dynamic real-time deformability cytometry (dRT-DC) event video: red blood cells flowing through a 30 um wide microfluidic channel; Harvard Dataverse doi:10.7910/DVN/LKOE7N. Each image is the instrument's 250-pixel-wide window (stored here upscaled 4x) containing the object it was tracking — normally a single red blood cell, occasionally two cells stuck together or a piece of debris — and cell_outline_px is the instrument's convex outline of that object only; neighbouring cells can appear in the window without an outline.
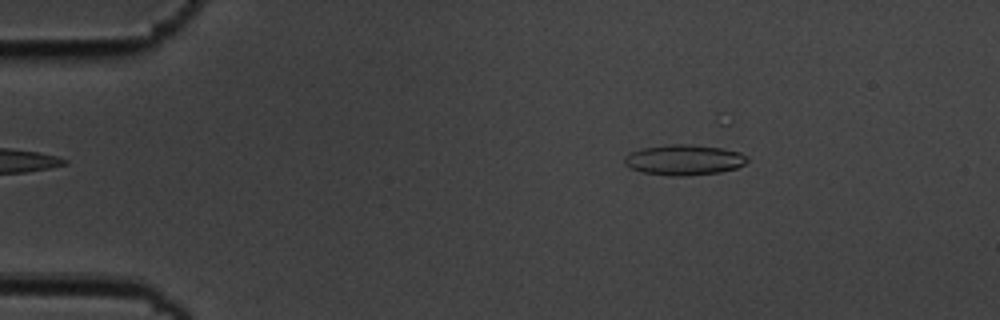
{"species": "common noctule bat (a hibernating species)", "species_latin": "Nyctalus noctula", "temperature_condition": "cold", "stored_images_in_passage": 11, "camera_frame_rate_fps": 3000, "um_per_image_px": 0.085, "animal": {"sex": "male", "body_mass_g": 19.5, "forearm_length_mm": 54.6}, "frame": {"image": 1, "passage_image": 1, "time_ms": 0.0, "image_size_px": [1000, 320], "cell_outline_px": [[748, 160], [744, 164], [736, 168], [720, 172], [684, 176], [672, 176], [644, 172], [628, 168], [624, 164], [624, 156], [640, 148], [668, 144], [688, 144], [720, 148], [740, 152], [748, 156]], "centroid_in_image_um": [58.12, 13.59], "position_along_channel_um": 26.9, "area_um2": 21.85}}